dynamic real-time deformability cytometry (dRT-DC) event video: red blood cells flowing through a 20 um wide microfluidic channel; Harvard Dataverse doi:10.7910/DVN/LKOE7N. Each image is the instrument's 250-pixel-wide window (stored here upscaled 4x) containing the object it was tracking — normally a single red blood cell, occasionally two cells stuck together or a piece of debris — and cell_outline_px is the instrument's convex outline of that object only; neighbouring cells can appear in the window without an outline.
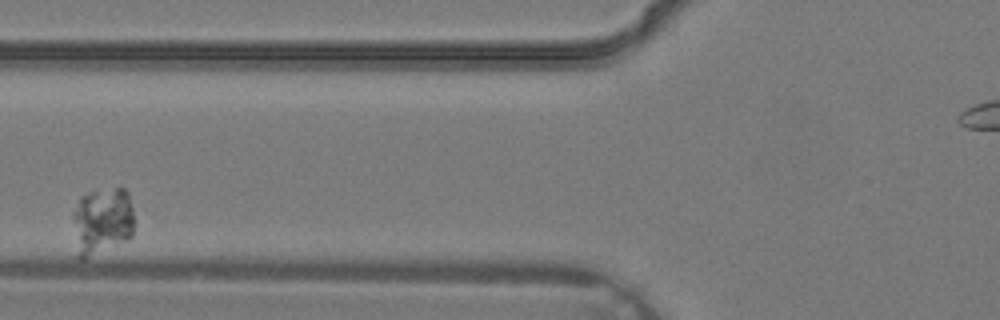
{"species": "common noctule bat (a hibernating species)", "species_latin": "Nyctalus noctula", "temperature_condition": "warm", "stored_images_in_passage": 5, "camera_frame_rate_fps": 3000, "um_per_image_px": 0.085, "animal": {"sex": "male", "body_mass_g": 19.2, "forearm_length_mm": 51.8}, "frame": {"image": 1, "passage_image": 5, "time_ms": 1.333, "image_size_px": [1000, 320], "cell_outline_px": [[132, 236], [84, 260], [80, 260], [76, 256], [72, 216], [72, 212], [80, 196], [88, 192], [116, 188], [124, 188], [128, 192], [132, 208]], "centroid_in_image_um": [8.62, 18.79], "position_along_channel_um": 117.2, "area_um2": 24.22}}